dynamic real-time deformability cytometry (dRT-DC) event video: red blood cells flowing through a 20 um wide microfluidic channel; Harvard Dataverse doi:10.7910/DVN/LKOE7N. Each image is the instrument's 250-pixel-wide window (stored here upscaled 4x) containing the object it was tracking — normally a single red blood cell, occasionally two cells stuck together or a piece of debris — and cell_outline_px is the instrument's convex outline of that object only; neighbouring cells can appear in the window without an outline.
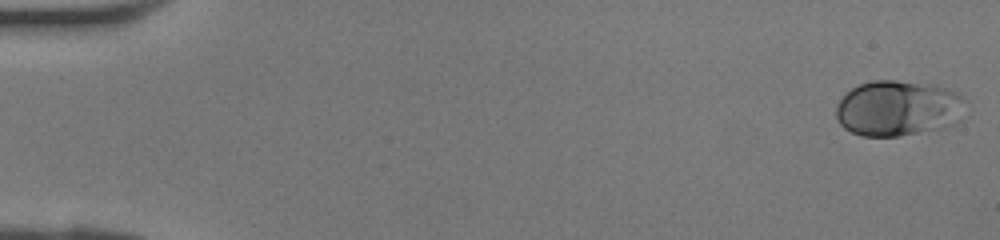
{"species": "human", "species_latin": "Homo sapiens", "temperature_condition": "room temperature", "stored_images_in_passage": 8, "camera_frame_rate_fps": 3000, "um_per_image_px": 0.085, "donor": {"sex": "female"}, "frame": {"image": 1, "passage_image": 1, "time_ms": 0.0, "image_size_px": [1000, 240], "cell_outline_px": [[968, 100], [960, 120], [956, 124], [944, 128], [900, 136], [860, 136], [844, 128], [840, 124], [836, 116], [836, 104], [852, 88], [860, 84], [872, 80], [896, 80], [928, 84], [948, 88], [964, 96]], "centroid_in_image_um": [76.39, 9.21], "position_along_channel_um": 8.6, "area_um2": 42.54}}